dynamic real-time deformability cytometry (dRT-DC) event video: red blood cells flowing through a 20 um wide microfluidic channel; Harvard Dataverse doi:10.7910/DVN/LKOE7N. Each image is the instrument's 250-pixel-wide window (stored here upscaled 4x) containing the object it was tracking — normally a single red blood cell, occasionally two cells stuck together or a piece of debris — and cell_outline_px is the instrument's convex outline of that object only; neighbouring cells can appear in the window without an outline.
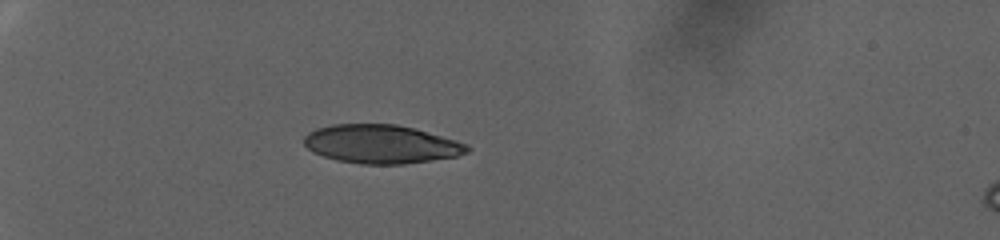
{"species": "human", "species_latin": "Homo sapiens", "temperature_condition": "warm", "stored_images_in_passage": 56, "camera_frame_rate_fps": 3000, "um_per_image_px": 0.085, "donor": {"sex": "female"}, "frame": {"image": 1, "passage_image": 1, "time_ms": 0.0, "image_size_px": [1000, 240], "cell_outline_px": [[472, 148], [468, 152], [456, 156], [404, 164], [360, 164], [336, 160], [312, 152], [304, 144], [304, 136], [308, 132], [316, 128], [332, 124], [396, 124], [412, 128], [456, 140], [468, 144]], "centroid_in_image_um": [32.38, 12.25], "position_along_channel_um": 52.6, "area_um2": 36.65}}
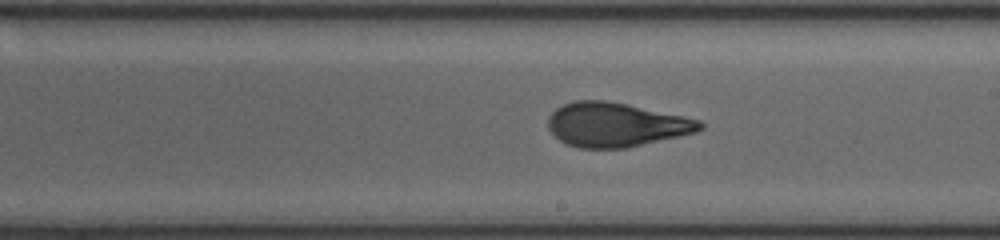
{"frame": {"image": 2, "passage_image": 27, "time_ms": 8.667, "image_size_px": [1000, 240], "cell_outline_px": [[704, 128], [696, 132], [628, 148], [580, 148], [564, 144], [548, 128], [548, 116], [556, 108], [564, 104], [576, 100], [608, 100], [684, 116], [700, 120], [704, 124]], "centroid_in_image_um": [52.35, 10.6], "position_along_channel_um": 236.6, "area_um2": 39.19}}
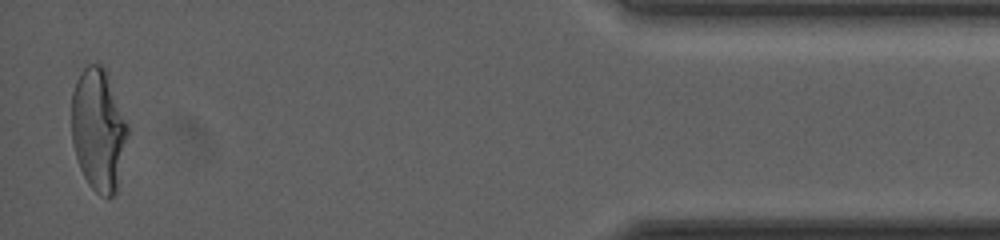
{"frame": {"image": 3, "passage_image": 55, "time_ms": 18.0, "image_size_px": [1000, 240], "cell_outline_px": [[128, 136], [116, 192], [108, 200], [100, 196], [88, 184], [80, 168], [72, 144], [72, 92], [76, 80], [80, 72], [88, 64], [100, 64], [108, 72], [128, 124]], "centroid_in_image_um": [8.37, 11.03], "position_along_channel_um": 426.8, "area_um2": 40.4}, "authors_computed_cell_mechanics": {"area_um2": 39.1884, "velocity_mm_per_s": 2.6394, "shape_relaxation_time_tau1_ms": null, "shape_relaxation_time_tau2_ms": 1.3591, "deformation_change_tau1": null, "deformation_change_tau2": 0.0815}}